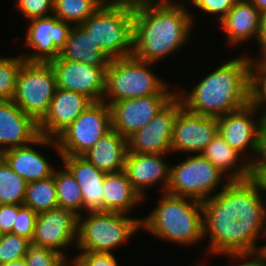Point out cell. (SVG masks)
Instances as JSON below:
<instances>
[{"mask_svg":"<svg viewBox=\"0 0 266 266\" xmlns=\"http://www.w3.org/2000/svg\"><path fill=\"white\" fill-rule=\"evenodd\" d=\"M49 63L56 75L57 88L83 94L93 102L102 101L107 67H94L84 62L61 59L59 56Z\"/></svg>","mask_w":266,"mask_h":266,"instance_id":"14","label":"cell"},{"mask_svg":"<svg viewBox=\"0 0 266 266\" xmlns=\"http://www.w3.org/2000/svg\"><path fill=\"white\" fill-rule=\"evenodd\" d=\"M77 226L78 215L71 210L56 207L39 213L31 244L55 250L67 259L63 248L72 244L76 248Z\"/></svg>","mask_w":266,"mask_h":266,"instance_id":"12","label":"cell"},{"mask_svg":"<svg viewBox=\"0 0 266 266\" xmlns=\"http://www.w3.org/2000/svg\"><path fill=\"white\" fill-rule=\"evenodd\" d=\"M256 41L260 46V58H266V11L260 15V27Z\"/></svg>","mask_w":266,"mask_h":266,"instance_id":"42","label":"cell"},{"mask_svg":"<svg viewBox=\"0 0 266 266\" xmlns=\"http://www.w3.org/2000/svg\"><path fill=\"white\" fill-rule=\"evenodd\" d=\"M251 103L266 118V58L253 59ZM262 106L264 108H262ZM264 110L263 112L261 110Z\"/></svg>","mask_w":266,"mask_h":266,"instance_id":"33","label":"cell"},{"mask_svg":"<svg viewBox=\"0 0 266 266\" xmlns=\"http://www.w3.org/2000/svg\"><path fill=\"white\" fill-rule=\"evenodd\" d=\"M60 157L79 184L84 212H98L103 206V181L106 173L97 169L83 156Z\"/></svg>","mask_w":266,"mask_h":266,"instance_id":"22","label":"cell"},{"mask_svg":"<svg viewBox=\"0 0 266 266\" xmlns=\"http://www.w3.org/2000/svg\"><path fill=\"white\" fill-rule=\"evenodd\" d=\"M176 95H152L130 98L109 105L112 129L127 139L143 128Z\"/></svg>","mask_w":266,"mask_h":266,"instance_id":"15","label":"cell"},{"mask_svg":"<svg viewBox=\"0 0 266 266\" xmlns=\"http://www.w3.org/2000/svg\"><path fill=\"white\" fill-rule=\"evenodd\" d=\"M143 200L132 187L124 170L106 173L103 181V206L98 212L127 214Z\"/></svg>","mask_w":266,"mask_h":266,"instance_id":"26","label":"cell"},{"mask_svg":"<svg viewBox=\"0 0 266 266\" xmlns=\"http://www.w3.org/2000/svg\"><path fill=\"white\" fill-rule=\"evenodd\" d=\"M182 107L181 100L175 96L143 128L127 138L128 152L146 154L170 153L174 122Z\"/></svg>","mask_w":266,"mask_h":266,"instance_id":"11","label":"cell"},{"mask_svg":"<svg viewBox=\"0 0 266 266\" xmlns=\"http://www.w3.org/2000/svg\"><path fill=\"white\" fill-rule=\"evenodd\" d=\"M92 102L83 94L56 88L48 112L38 122L40 135L56 139Z\"/></svg>","mask_w":266,"mask_h":266,"instance_id":"18","label":"cell"},{"mask_svg":"<svg viewBox=\"0 0 266 266\" xmlns=\"http://www.w3.org/2000/svg\"><path fill=\"white\" fill-rule=\"evenodd\" d=\"M31 241L12 233H4L0 238V265L16 261L28 253Z\"/></svg>","mask_w":266,"mask_h":266,"instance_id":"34","label":"cell"},{"mask_svg":"<svg viewBox=\"0 0 266 266\" xmlns=\"http://www.w3.org/2000/svg\"><path fill=\"white\" fill-rule=\"evenodd\" d=\"M17 216L16 204H0V231L11 233Z\"/></svg>","mask_w":266,"mask_h":266,"instance_id":"40","label":"cell"},{"mask_svg":"<svg viewBox=\"0 0 266 266\" xmlns=\"http://www.w3.org/2000/svg\"><path fill=\"white\" fill-rule=\"evenodd\" d=\"M221 189L201 202L204 239L208 235L210 240L207 252L215 256L256 257L264 249L258 247L257 239L266 236L263 194L252 179L229 181Z\"/></svg>","mask_w":266,"mask_h":266,"instance_id":"1","label":"cell"},{"mask_svg":"<svg viewBox=\"0 0 266 266\" xmlns=\"http://www.w3.org/2000/svg\"><path fill=\"white\" fill-rule=\"evenodd\" d=\"M236 1L237 0H193L191 5H195L206 14L208 13V16L217 15V20L220 22L233 8Z\"/></svg>","mask_w":266,"mask_h":266,"instance_id":"39","label":"cell"},{"mask_svg":"<svg viewBox=\"0 0 266 266\" xmlns=\"http://www.w3.org/2000/svg\"><path fill=\"white\" fill-rule=\"evenodd\" d=\"M37 215L30 207L17 205V216L11 233L31 241L34 236Z\"/></svg>","mask_w":266,"mask_h":266,"instance_id":"36","label":"cell"},{"mask_svg":"<svg viewBox=\"0 0 266 266\" xmlns=\"http://www.w3.org/2000/svg\"><path fill=\"white\" fill-rule=\"evenodd\" d=\"M259 10L249 0H237L233 8L219 22L228 44L238 45L256 39L260 27Z\"/></svg>","mask_w":266,"mask_h":266,"instance_id":"24","label":"cell"},{"mask_svg":"<svg viewBox=\"0 0 266 266\" xmlns=\"http://www.w3.org/2000/svg\"><path fill=\"white\" fill-rule=\"evenodd\" d=\"M80 252L70 260L75 266H118L113 253Z\"/></svg>","mask_w":266,"mask_h":266,"instance_id":"38","label":"cell"},{"mask_svg":"<svg viewBox=\"0 0 266 266\" xmlns=\"http://www.w3.org/2000/svg\"><path fill=\"white\" fill-rule=\"evenodd\" d=\"M56 88V75L49 62L25 61L18 73L12 100L39 122L48 112Z\"/></svg>","mask_w":266,"mask_h":266,"instance_id":"9","label":"cell"},{"mask_svg":"<svg viewBox=\"0 0 266 266\" xmlns=\"http://www.w3.org/2000/svg\"><path fill=\"white\" fill-rule=\"evenodd\" d=\"M217 134V118L198 115L182 107L174 122L171 152L201 154Z\"/></svg>","mask_w":266,"mask_h":266,"instance_id":"17","label":"cell"},{"mask_svg":"<svg viewBox=\"0 0 266 266\" xmlns=\"http://www.w3.org/2000/svg\"><path fill=\"white\" fill-rule=\"evenodd\" d=\"M252 59L241 54L215 68L190 93L180 91L176 96L187 111L205 117L235 112L251 103Z\"/></svg>","mask_w":266,"mask_h":266,"instance_id":"2","label":"cell"},{"mask_svg":"<svg viewBox=\"0 0 266 266\" xmlns=\"http://www.w3.org/2000/svg\"><path fill=\"white\" fill-rule=\"evenodd\" d=\"M52 146L60 155L56 139L40 135L28 145L12 148L3 152V158L11 169L21 176L27 183L42 180L53 175L55 167L51 166L46 157L42 156L34 146ZM33 146V147H32Z\"/></svg>","mask_w":266,"mask_h":266,"instance_id":"20","label":"cell"},{"mask_svg":"<svg viewBox=\"0 0 266 266\" xmlns=\"http://www.w3.org/2000/svg\"><path fill=\"white\" fill-rule=\"evenodd\" d=\"M57 193L58 207L73 211L76 215L82 214L83 195L71 172L64 166L62 170L53 173Z\"/></svg>","mask_w":266,"mask_h":266,"instance_id":"28","label":"cell"},{"mask_svg":"<svg viewBox=\"0 0 266 266\" xmlns=\"http://www.w3.org/2000/svg\"><path fill=\"white\" fill-rule=\"evenodd\" d=\"M260 13L266 11V0H249Z\"/></svg>","mask_w":266,"mask_h":266,"instance_id":"46","label":"cell"},{"mask_svg":"<svg viewBox=\"0 0 266 266\" xmlns=\"http://www.w3.org/2000/svg\"><path fill=\"white\" fill-rule=\"evenodd\" d=\"M29 21L25 45L33 48L35 53L26 56L24 54L22 57L29 62H50L57 58L65 46L73 25L54 15Z\"/></svg>","mask_w":266,"mask_h":266,"instance_id":"13","label":"cell"},{"mask_svg":"<svg viewBox=\"0 0 266 266\" xmlns=\"http://www.w3.org/2000/svg\"><path fill=\"white\" fill-rule=\"evenodd\" d=\"M126 215L108 212H86L78 215V251L113 253V249L125 244L133 233L141 229L142 218Z\"/></svg>","mask_w":266,"mask_h":266,"instance_id":"7","label":"cell"},{"mask_svg":"<svg viewBox=\"0 0 266 266\" xmlns=\"http://www.w3.org/2000/svg\"><path fill=\"white\" fill-rule=\"evenodd\" d=\"M136 3L140 4H161V5H180L179 2L175 3L171 0H134ZM193 2V0H191Z\"/></svg>","mask_w":266,"mask_h":266,"instance_id":"45","label":"cell"},{"mask_svg":"<svg viewBox=\"0 0 266 266\" xmlns=\"http://www.w3.org/2000/svg\"><path fill=\"white\" fill-rule=\"evenodd\" d=\"M230 259H232V260H235V259H237V260H235V261H240V258L242 259V260H246V259H248L249 258V262H245L244 261V263H243V261L241 262V264H240V262L237 264V265H232V266H258L257 265V261H256V258L255 257H229ZM252 259V260H251ZM194 266H206V265H203V264H195Z\"/></svg>","mask_w":266,"mask_h":266,"instance_id":"44","label":"cell"},{"mask_svg":"<svg viewBox=\"0 0 266 266\" xmlns=\"http://www.w3.org/2000/svg\"><path fill=\"white\" fill-rule=\"evenodd\" d=\"M192 13L185 4H140L134 1L132 55L156 63L183 48L193 28Z\"/></svg>","mask_w":266,"mask_h":266,"instance_id":"3","label":"cell"},{"mask_svg":"<svg viewBox=\"0 0 266 266\" xmlns=\"http://www.w3.org/2000/svg\"><path fill=\"white\" fill-rule=\"evenodd\" d=\"M59 57L68 61L84 62L94 67H108L111 59L101 50L90 34L80 25L73 26Z\"/></svg>","mask_w":266,"mask_h":266,"instance_id":"27","label":"cell"},{"mask_svg":"<svg viewBox=\"0 0 266 266\" xmlns=\"http://www.w3.org/2000/svg\"><path fill=\"white\" fill-rule=\"evenodd\" d=\"M112 129L110 107L92 102L57 138L60 156H82Z\"/></svg>","mask_w":266,"mask_h":266,"instance_id":"10","label":"cell"},{"mask_svg":"<svg viewBox=\"0 0 266 266\" xmlns=\"http://www.w3.org/2000/svg\"><path fill=\"white\" fill-rule=\"evenodd\" d=\"M175 164L170 166V179L165 191L168 194L202 202L211 198L217 187L221 185L224 188L229 182V179L202 154H192Z\"/></svg>","mask_w":266,"mask_h":266,"instance_id":"8","label":"cell"},{"mask_svg":"<svg viewBox=\"0 0 266 266\" xmlns=\"http://www.w3.org/2000/svg\"><path fill=\"white\" fill-rule=\"evenodd\" d=\"M201 154L219 169L229 181L251 179V163L248 161L247 155H242L233 149L219 133Z\"/></svg>","mask_w":266,"mask_h":266,"instance_id":"23","label":"cell"},{"mask_svg":"<svg viewBox=\"0 0 266 266\" xmlns=\"http://www.w3.org/2000/svg\"><path fill=\"white\" fill-rule=\"evenodd\" d=\"M27 266H66L68 261L55 250L31 245L24 257Z\"/></svg>","mask_w":266,"mask_h":266,"instance_id":"35","label":"cell"},{"mask_svg":"<svg viewBox=\"0 0 266 266\" xmlns=\"http://www.w3.org/2000/svg\"><path fill=\"white\" fill-rule=\"evenodd\" d=\"M166 154L127 153L124 171L132 187L146 199L145 189L162 182L161 188L166 191L170 179V164L164 161Z\"/></svg>","mask_w":266,"mask_h":266,"instance_id":"19","label":"cell"},{"mask_svg":"<svg viewBox=\"0 0 266 266\" xmlns=\"http://www.w3.org/2000/svg\"><path fill=\"white\" fill-rule=\"evenodd\" d=\"M153 64L133 55L111 59L105 72V92L102 101L109 106L113 102L130 98L177 95V90L170 91L169 84L151 71L150 65Z\"/></svg>","mask_w":266,"mask_h":266,"instance_id":"6","label":"cell"},{"mask_svg":"<svg viewBox=\"0 0 266 266\" xmlns=\"http://www.w3.org/2000/svg\"><path fill=\"white\" fill-rule=\"evenodd\" d=\"M255 114L261 116L256 119L258 123L255 122ZM264 119L263 114L250 103L235 112L217 118L218 133L242 155L249 148L253 152V154L248 155V161L251 163L257 153L258 134Z\"/></svg>","mask_w":266,"mask_h":266,"instance_id":"16","label":"cell"},{"mask_svg":"<svg viewBox=\"0 0 266 266\" xmlns=\"http://www.w3.org/2000/svg\"><path fill=\"white\" fill-rule=\"evenodd\" d=\"M3 158V152L0 150V161L2 160Z\"/></svg>","mask_w":266,"mask_h":266,"instance_id":"48","label":"cell"},{"mask_svg":"<svg viewBox=\"0 0 266 266\" xmlns=\"http://www.w3.org/2000/svg\"><path fill=\"white\" fill-rule=\"evenodd\" d=\"M251 179L257 184L260 192H266V168H251Z\"/></svg>","mask_w":266,"mask_h":266,"instance_id":"43","label":"cell"},{"mask_svg":"<svg viewBox=\"0 0 266 266\" xmlns=\"http://www.w3.org/2000/svg\"><path fill=\"white\" fill-rule=\"evenodd\" d=\"M142 229L179 245L196 244L204 238L202 203L163 192L158 205L141 220Z\"/></svg>","mask_w":266,"mask_h":266,"instance_id":"4","label":"cell"},{"mask_svg":"<svg viewBox=\"0 0 266 266\" xmlns=\"http://www.w3.org/2000/svg\"><path fill=\"white\" fill-rule=\"evenodd\" d=\"M256 158L251 162V168H266V118L264 119L259 134Z\"/></svg>","mask_w":266,"mask_h":266,"instance_id":"41","label":"cell"},{"mask_svg":"<svg viewBox=\"0 0 266 266\" xmlns=\"http://www.w3.org/2000/svg\"><path fill=\"white\" fill-rule=\"evenodd\" d=\"M27 184L2 158L0 161V204L23 205Z\"/></svg>","mask_w":266,"mask_h":266,"instance_id":"31","label":"cell"},{"mask_svg":"<svg viewBox=\"0 0 266 266\" xmlns=\"http://www.w3.org/2000/svg\"><path fill=\"white\" fill-rule=\"evenodd\" d=\"M66 266H75V265L69 261V263Z\"/></svg>","mask_w":266,"mask_h":266,"instance_id":"49","label":"cell"},{"mask_svg":"<svg viewBox=\"0 0 266 266\" xmlns=\"http://www.w3.org/2000/svg\"><path fill=\"white\" fill-rule=\"evenodd\" d=\"M105 0H54L53 15L65 22L81 25Z\"/></svg>","mask_w":266,"mask_h":266,"instance_id":"30","label":"cell"},{"mask_svg":"<svg viewBox=\"0 0 266 266\" xmlns=\"http://www.w3.org/2000/svg\"><path fill=\"white\" fill-rule=\"evenodd\" d=\"M0 266H27V263L25 262L24 258H22L16 261L2 264Z\"/></svg>","mask_w":266,"mask_h":266,"instance_id":"47","label":"cell"},{"mask_svg":"<svg viewBox=\"0 0 266 266\" xmlns=\"http://www.w3.org/2000/svg\"><path fill=\"white\" fill-rule=\"evenodd\" d=\"M80 26L110 59L131 56L134 0H105Z\"/></svg>","mask_w":266,"mask_h":266,"instance_id":"5","label":"cell"},{"mask_svg":"<svg viewBox=\"0 0 266 266\" xmlns=\"http://www.w3.org/2000/svg\"><path fill=\"white\" fill-rule=\"evenodd\" d=\"M26 60L18 57H0V101L11 100L15 94L17 76Z\"/></svg>","mask_w":266,"mask_h":266,"instance_id":"32","label":"cell"},{"mask_svg":"<svg viewBox=\"0 0 266 266\" xmlns=\"http://www.w3.org/2000/svg\"><path fill=\"white\" fill-rule=\"evenodd\" d=\"M127 153V139L111 129L82 156L97 169L114 173L124 170Z\"/></svg>","mask_w":266,"mask_h":266,"instance_id":"25","label":"cell"},{"mask_svg":"<svg viewBox=\"0 0 266 266\" xmlns=\"http://www.w3.org/2000/svg\"><path fill=\"white\" fill-rule=\"evenodd\" d=\"M23 205L30 207L37 214L58 207L54 176L29 182Z\"/></svg>","mask_w":266,"mask_h":266,"instance_id":"29","label":"cell"},{"mask_svg":"<svg viewBox=\"0 0 266 266\" xmlns=\"http://www.w3.org/2000/svg\"><path fill=\"white\" fill-rule=\"evenodd\" d=\"M40 136L38 122L11 99L0 101V150L25 146Z\"/></svg>","mask_w":266,"mask_h":266,"instance_id":"21","label":"cell"},{"mask_svg":"<svg viewBox=\"0 0 266 266\" xmlns=\"http://www.w3.org/2000/svg\"><path fill=\"white\" fill-rule=\"evenodd\" d=\"M54 0H17L15 5L28 19L44 18L53 15Z\"/></svg>","mask_w":266,"mask_h":266,"instance_id":"37","label":"cell"}]
</instances>
